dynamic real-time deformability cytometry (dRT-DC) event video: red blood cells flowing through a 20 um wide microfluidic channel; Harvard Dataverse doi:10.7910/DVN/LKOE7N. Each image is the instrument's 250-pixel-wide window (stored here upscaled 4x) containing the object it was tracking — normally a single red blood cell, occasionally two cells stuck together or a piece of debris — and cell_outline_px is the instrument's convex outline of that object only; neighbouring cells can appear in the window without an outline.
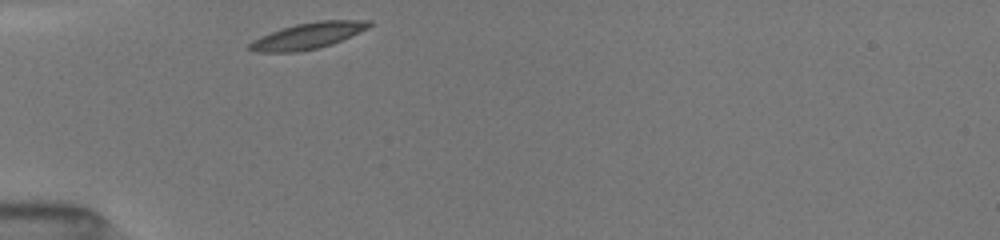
{"species": "common noctule bat (a hibernating species)", "species_latin": "Nyctalus noctula", "temperature_condition": "room temperature", "stored_images_in_passage": 28, "camera_frame_rate_fps": 3000, "um_per_image_px": 0.085, "animal": {"sex": "female", "body_mass_g": 19.5, "forearm_length_mm": 54.1}, "frame": {"image": 1, "passage_image": 1, "time_ms": 0.0, "image_size_px": [1000, 240], "cell_outline_px": [[372, 24], [368, 28], [332, 44], [316, 48], [296, 52], [256, 52], [248, 48], [248, 44], [252, 40], [260, 36], [296, 24], [316, 20], [372, 20]], "centroid_in_image_um": [26.17, 3.03], "position_along_channel_um": 58.8, "area_um2": 18.09}}
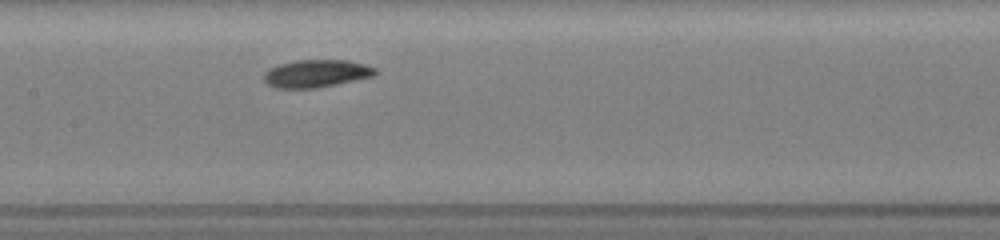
{"frame": {"image": 2, "passage_image": 11, "time_ms": 3.333, "image_size_px": [1000, 240], "cell_outline_px": [[380, 72], [376, 76], [316, 88], [276, 88], [268, 84], [264, 80], [264, 72], [268, 68], [280, 64], [296, 60], [348, 60], [364, 64], [376, 68]], "centroid_in_image_um": [26.92, 6.24], "position_along_channel_um": 180.5, "area_um2": 18.09}}
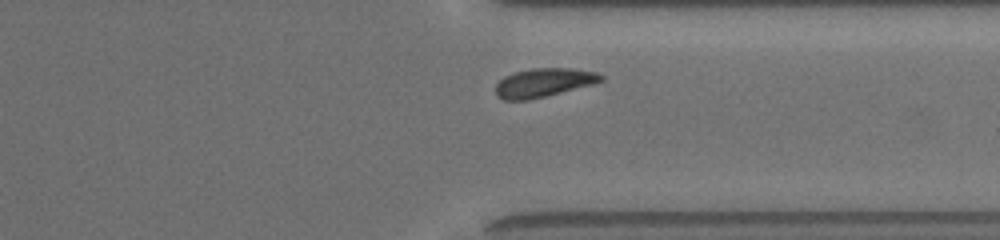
{"frame": {"image": 3, "passage_image": 25, "time_ms": 8.0, "image_size_px": [1000, 240], "cell_outline_px": [[604, 80], [592, 84], [528, 100], [504, 100], [496, 96], [496, 84], [504, 76], [516, 72], [532, 68], [572, 68], [596, 72], [604, 76]], "centroid_in_image_um": [46.2, 7.02], "position_along_channel_um": 365.2, "area_um2": 17.46}, "authors_computed_cell_mechanics": {"area_um2": 17.5134, "velocity_mm_per_s": 3.9482, "shape_relaxation_time_tau1_ms": 1.6642, "shape_relaxation_time_tau2_ms": null, "deformation_change_tau1": 0.0891, "deformation_change_tau2": null}}